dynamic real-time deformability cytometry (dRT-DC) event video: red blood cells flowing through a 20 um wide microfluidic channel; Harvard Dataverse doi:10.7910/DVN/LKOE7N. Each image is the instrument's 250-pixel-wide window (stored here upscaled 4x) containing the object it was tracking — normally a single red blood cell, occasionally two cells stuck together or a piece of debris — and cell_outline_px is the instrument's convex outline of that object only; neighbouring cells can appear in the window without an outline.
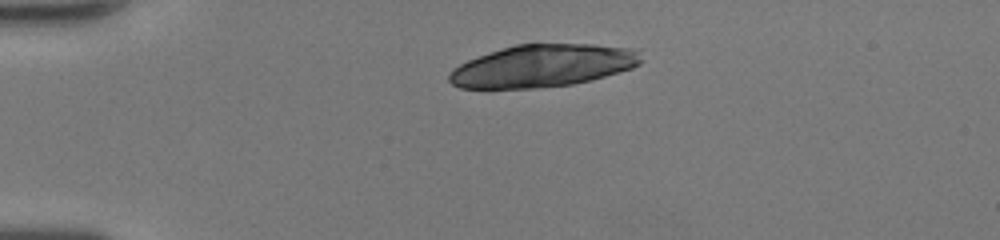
{"species": "human", "species_latin": "Homo sapiens", "temperature_condition": "room temperature", "stored_images_in_passage": 38, "camera_frame_rate_fps": 3000, "um_per_image_px": 0.085, "donor": {"sex": "female"}, "frame": {"image": 1, "passage_image": 1, "time_ms": 0.0, "image_size_px": [1000, 240], "cell_outline_px": [[644, 60], [640, 64], [632, 68], [592, 80], [572, 84], [540, 88], [492, 92], [460, 88], [452, 84], [448, 80], [448, 76], [452, 68], [468, 60], [516, 44], [592, 44], [640, 48]], "centroid_in_image_um": [46.12, 5.64], "position_along_channel_um": 38.9, "area_um2": 48.9}}
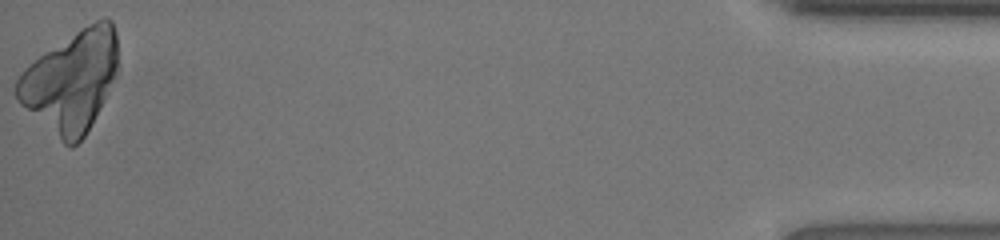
{"frame": {"image": 2, "passage_image": 38, "time_ms": 12.333, "image_size_px": [1000, 240], "cell_outline_px": [[116, 68], [104, 100], [84, 136], [72, 148], [68, 148], [20, 104], [12, 88], [16, 80], [24, 68], [40, 56], [80, 28], [104, 16], [112, 20], [116, 32]], "centroid_in_image_um": [6.0, 6.9], "position_along_channel_um": 429.2, "area_um2": 58.55}}